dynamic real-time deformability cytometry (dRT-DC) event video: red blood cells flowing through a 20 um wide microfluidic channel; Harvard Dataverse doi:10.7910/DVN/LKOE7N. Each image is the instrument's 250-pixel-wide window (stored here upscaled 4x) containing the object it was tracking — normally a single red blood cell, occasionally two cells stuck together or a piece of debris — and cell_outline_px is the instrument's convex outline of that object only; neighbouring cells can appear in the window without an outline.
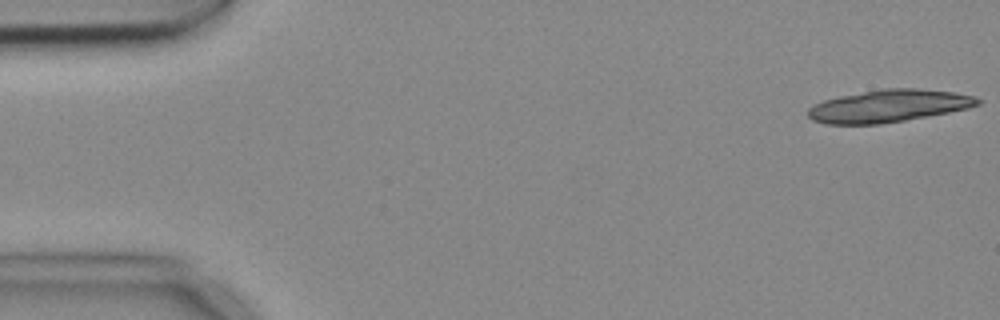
{"species": "common noctule bat (a hibernating species)", "species_latin": "Nyctalus noctula", "temperature_condition": "cold", "stored_images_in_passage": 6, "camera_frame_rate_fps": 3000, "um_per_image_px": 0.085, "animal": {"sex": "female", "body_mass_g": 18.4}, "frame": {"image": 1, "passage_image": 1, "time_ms": 0.0, "image_size_px": [1000, 320], "cell_outline_px": [[984, 100], [980, 104], [968, 108], [928, 116], [880, 124], [824, 124], [812, 120], [808, 116], [808, 108], [824, 100], [840, 96], [884, 88], [920, 88], [952, 92], [972, 96]], "centroid_in_image_um": [75.54, 9.01], "position_along_channel_um": 9.5, "area_um2": 31.91}}